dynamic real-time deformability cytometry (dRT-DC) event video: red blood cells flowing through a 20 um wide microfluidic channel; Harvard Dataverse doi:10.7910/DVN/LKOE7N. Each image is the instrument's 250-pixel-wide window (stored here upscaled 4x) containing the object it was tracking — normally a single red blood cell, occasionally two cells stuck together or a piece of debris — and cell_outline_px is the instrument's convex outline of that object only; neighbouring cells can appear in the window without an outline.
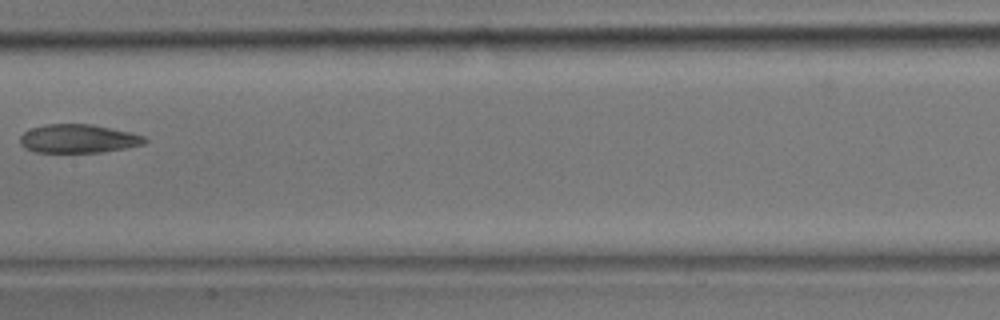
{"species": "common noctule bat (a hibernating species)", "species_latin": "Nyctalus noctula", "temperature_condition": "room temperature", "stored_images_in_passage": 13, "camera_frame_rate_fps": 3000, "um_per_image_px": 0.085, "animal": {"sex": "male", "body_mass_g": 17.9}, "frame": {"image": 1, "passage_image": 8, "time_ms": 2.333, "image_size_px": [1000, 320], "cell_outline_px": [[148, 140], [144, 144], [128, 148], [104, 152], [36, 152], [24, 148], [20, 144], [20, 136], [24, 132], [32, 128], [48, 124], [92, 124], [132, 132], [144, 136]], "centroid_in_image_um": [6.69, 11.79], "position_along_channel_um": 200.7, "area_um2": 20.92}}